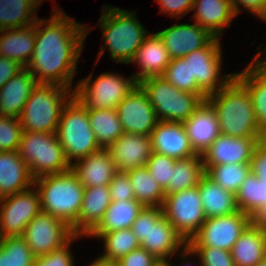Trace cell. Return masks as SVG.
Listing matches in <instances>:
<instances>
[{
    "label": "cell",
    "mask_w": 266,
    "mask_h": 266,
    "mask_svg": "<svg viewBox=\"0 0 266 266\" xmlns=\"http://www.w3.org/2000/svg\"><path fill=\"white\" fill-rule=\"evenodd\" d=\"M58 10L53 9L51 19L36 20L35 47L26 68L37 83L72 89L76 65L90 29Z\"/></svg>",
    "instance_id": "6da1fadb"
},
{
    "label": "cell",
    "mask_w": 266,
    "mask_h": 266,
    "mask_svg": "<svg viewBox=\"0 0 266 266\" xmlns=\"http://www.w3.org/2000/svg\"><path fill=\"white\" fill-rule=\"evenodd\" d=\"M214 108L220 133L232 137L265 138L258 129L248 90L233 77L219 91L206 99Z\"/></svg>",
    "instance_id": "7a4b0ae2"
},
{
    "label": "cell",
    "mask_w": 266,
    "mask_h": 266,
    "mask_svg": "<svg viewBox=\"0 0 266 266\" xmlns=\"http://www.w3.org/2000/svg\"><path fill=\"white\" fill-rule=\"evenodd\" d=\"M40 195L41 211L73 227L78 220L85 187L72 169L34 179Z\"/></svg>",
    "instance_id": "3957f363"
},
{
    "label": "cell",
    "mask_w": 266,
    "mask_h": 266,
    "mask_svg": "<svg viewBox=\"0 0 266 266\" xmlns=\"http://www.w3.org/2000/svg\"><path fill=\"white\" fill-rule=\"evenodd\" d=\"M101 13L97 25L104 33L110 57L118 63H131L149 32L137 20L135 12L106 5Z\"/></svg>",
    "instance_id": "277c9868"
},
{
    "label": "cell",
    "mask_w": 266,
    "mask_h": 266,
    "mask_svg": "<svg viewBox=\"0 0 266 266\" xmlns=\"http://www.w3.org/2000/svg\"><path fill=\"white\" fill-rule=\"evenodd\" d=\"M57 84L37 83L19 117L23 131L56 133L63 107L74 95Z\"/></svg>",
    "instance_id": "5b68a950"
},
{
    "label": "cell",
    "mask_w": 266,
    "mask_h": 266,
    "mask_svg": "<svg viewBox=\"0 0 266 266\" xmlns=\"http://www.w3.org/2000/svg\"><path fill=\"white\" fill-rule=\"evenodd\" d=\"M57 138L63 147L67 161H78L102 148L91 128L88 109L74 95L62 109Z\"/></svg>",
    "instance_id": "8992f818"
},
{
    "label": "cell",
    "mask_w": 266,
    "mask_h": 266,
    "mask_svg": "<svg viewBox=\"0 0 266 266\" xmlns=\"http://www.w3.org/2000/svg\"><path fill=\"white\" fill-rule=\"evenodd\" d=\"M131 229L141 248L146 249L161 263L177 253L181 246H187L185 240L164 216L162 207H144Z\"/></svg>",
    "instance_id": "52a82bcc"
},
{
    "label": "cell",
    "mask_w": 266,
    "mask_h": 266,
    "mask_svg": "<svg viewBox=\"0 0 266 266\" xmlns=\"http://www.w3.org/2000/svg\"><path fill=\"white\" fill-rule=\"evenodd\" d=\"M18 152L34 179L71 169L56 133L23 131Z\"/></svg>",
    "instance_id": "ba28073f"
},
{
    "label": "cell",
    "mask_w": 266,
    "mask_h": 266,
    "mask_svg": "<svg viewBox=\"0 0 266 266\" xmlns=\"http://www.w3.org/2000/svg\"><path fill=\"white\" fill-rule=\"evenodd\" d=\"M138 84L148 95L158 120L183 123L204 101L198 94L177 89L162 76Z\"/></svg>",
    "instance_id": "9c48e42d"
},
{
    "label": "cell",
    "mask_w": 266,
    "mask_h": 266,
    "mask_svg": "<svg viewBox=\"0 0 266 266\" xmlns=\"http://www.w3.org/2000/svg\"><path fill=\"white\" fill-rule=\"evenodd\" d=\"M93 73L74 88V96L88 109H116L118 104L138 84L131 74L126 79L115 73H102L92 80ZM93 81V82H92Z\"/></svg>",
    "instance_id": "30bf717a"
},
{
    "label": "cell",
    "mask_w": 266,
    "mask_h": 266,
    "mask_svg": "<svg viewBox=\"0 0 266 266\" xmlns=\"http://www.w3.org/2000/svg\"><path fill=\"white\" fill-rule=\"evenodd\" d=\"M162 209L164 216L186 243L206 220L198 186L165 195Z\"/></svg>",
    "instance_id": "8fae6325"
},
{
    "label": "cell",
    "mask_w": 266,
    "mask_h": 266,
    "mask_svg": "<svg viewBox=\"0 0 266 266\" xmlns=\"http://www.w3.org/2000/svg\"><path fill=\"white\" fill-rule=\"evenodd\" d=\"M252 221L249 215L240 210L220 217L206 218L187 246L215 247L231 251L241 233Z\"/></svg>",
    "instance_id": "7c38bea8"
},
{
    "label": "cell",
    "mask_w": 266,
    "mask_h": 266,
    "mask_svg": "<svg viewBox=\"0 0 266 266\" xmlns=\"http://www.w3.org/2000/svg\"><path fill=\"white\" fill-rule=\"evenodd\" d=\"M32 187L0 198V239L23 236L26 226L41 211L39 192Z\"/></svg>",
    "instance_id": "4fadbf2b"
},
{
    "label": "cell",
    "mask_w": 266,
    "mask_h": 266,
    "mask_svg": "<svg viewBox=\"0 0 266 266\" xmlns=\"http://www.w3.org/2000/svg\"><path fill=\"white\" fill-rule=\"evenodd\" d=\"M221 56L220 38L215 37L206 47L199 48L183 57L185 62H189L191 80H196L198 87L207 96L219 91L234 77V73L220 74L223 58Z\"/></svg>",
    "instance_id": "5bb4252c"
},
{
    "label": "cell",
    "mask_w": 266,
    "mask_h": 266,
    "mask_svg": "<svg viewBox=\"0 0 266 266\" xmlns=\"http://www.w3.org/2000/svg\"><path fill=\"white\" fill-rule=\"evenodd\" d=\"M75 234L53 215L40 211L26 226L23 238L35 257L46 255L67 244Z\"/></svg>",
    "instance_id": "9a60e30c"
},
{
    "label": "cell",
    "mask_w": 266,
    "mask_h": 266,
    "mask_svg": "<svg viewBox=\"0 0 266 266\" xmlns=\"http://www.w3.org/2000/svg\"><path fill=\"white\" fill-rule=\"evenodd\" d=\"M125 133L149 136L158 122L148 95L137 84L116 108Z\"/></svg>",
    "instance_id": "2e32d148"
},
{
    "label": "cell",
    "mask_w": 266,
    "mask_h": 266,
    "mask_svg": "<svg viewBox=\"0 0 266 266\" xmlns=\"http://www.w3.org/2000/svg\"><path fill=\"white\" fill-rule=\"evenodd\" d=\"M263 138L232 137L220 134L202 154L204 171L211 166L250 163L255 144Z\"/></svg>",
    "instance_id": "e0dca14e"
},
{
    "label": "cell",
    "mask_w": 266,
    "mask_h": 266,
    "mask_svg": "<svg viewBox=\"0 0 266 266\" xmlns=\"http://www.w3.org/2000/svg\"><path fill=\"white\" fill-rule=\"evenodd\" d=\"M156 33L162 39L171 59L183 58L199 48L206 47L215 38L197 23H177Z\"/></svg>",
    "instance_id": "ac0fdd59"
},
{
    "label": "cell",
    "mask_w": 266,
    "mask_h": 266,
    "mask_svg": "<svg viewBox=\"0 0 266 266\" xmlns=\"http://www.w3.org/2000/svg\"><path fill=\"white\" fill-rule=\"evenodd\" d=\"M149 136L152 152L157 154L169 156L175 160L197 155L182 122L158 120Z\"/></svg>",
    "instance_id": "d6986e66"
},
{
    "label": "cell",
    "mask_w": 266,
    "mask_h": 266,
    "mask_svg": "<svg viewBox=\"0 0 266 266\" xmlns=\"http://www.w3.org/2000/svg\"><path fill=\"white\" fill-rule=\"evenodd\" d=\"M106 150L110 153L117 171L120 172L146 166L152 154L150 136L125 132Z\"/></svg>",
    "instance_id": "ffe728a7"
},
{
    "label": "cell",
    "mask_w": 266,
    "mask_h": 266,
    "mask_svg": "<svg viewBox=\"0 0 266 266\" xmlns=\"http://www.w3.org/2000/svg\"><path fill=\"white\" fill-rule=\"evenodd\" d=\"M263 52L257 53L241 73H234V77L248 90L258 129L266 136V55L260 58Z\"/></svg>",
    "instance_id": "44dd1931"
},
{
    "label": "cell",
    "mask_w": 266,
    "mask_h": 266,
    "mask_svg": "<svg viewBox=\"0 0 266 266\" xmlns=\"http://www.w3.org/2000/svg\"><path fill=\"white\" fill-rule=\"evenodd\" d=\"M183 124L190 144L197 154L202 155L221 134L215 110L207 100L203 101Z\"/></svg>",
    "instance_id": "7402d4cb"
},
{
    "label": "cell",
    "mask_w": 266,
    "mask_h": 266,
    "mask_svg": "<svg viewBox=\"0 0 266 266\" xmlns=\"http://www.w3.org/2000/svg\"><path fill=\"white\" fill-rule=\"evenodd\" d=\"M110 204L111 195L108 186L86 187L78 220L71 228L73 233L88 237L102 221Z\"/></svg>",
    "instance_id": "603a6c76"
},
{
    "label": "cell",
    "mask_w": 266,
    "mask_h": 266,
    "mask_svg": "<svg viewBox=\"0 0 266 266\" xmlns=\"http://www.w3.org/2000/svg\"><path fill=\"white\" fill-rule=\"evenodd\" d=\"M137 63L140 72L132 74L137 83L149 77L162 76L171 57L157 33L148 34L131 63Z\"/></svg>",
    "instance_id": "cb8c5ba5"
},
{
    "label": "cell",
    "mask_w": 266,
    "mask_h": 266,
    "mask_svg": "<svg viewBox=\"0 0 266 266\" xmlns=\"http://www.w3.org/2000/svg\"><path fill=\"white\" fill-rule=\"evenodd\" d=\"M71 169L85 188L108 186L118 172L110 153L104 148L72 163Z\"/></svg>",
    "instance_id": "d4e9b609"
},
{
    "label": "cell",
    "mask_w": 266,
    "mask_h": 266,
    "mask_svg": "<svg viewBox=\"0 0 266 266\" xmlns=\"http://www.w3.org/2000/svg\"><path fill=\"white\" fill-rule=\"evenodd\" d=\"M34 186V178L17 151H0V198Z\"/></svg>",
    "instance_id": "484cf974"
},
{
    "label": "cell",
    "mask_w": 266,
    "mask_h": 266,
    "mask_svg": "<svg viewBox=\"0 0 266 266\" xmlns=\"http://www.w3.org/2000/svg\"><path fill=\"white\" fill-rule=\"evenodd\" d=\"M37 81L24 67L0 88V115L19 119Z\"/></svg>",
    "instance_id": "4316f807"
},
{
    "label": "cell",
    "mask_w": 266,
    "mask_h": 266,
    "mask_svg": "<svg viewBox=\"0 0 266 266\" xmlns=\"http://www.w3.org/2000/svg\"><path fill=\"white\" fill-rule=\"evenodd\" d=\"M195 23L220 38L225 27H230L236 16L231 0H194L192 10Z\"/></svg>",
    "instance_id": "83f0119b"
},
{
    "label": "cell",
    "mask_w": 266,
    "mask_h": 266,
    "mask_svg": "<svg viewBox=\"0 0 266 266\" xmlns=\"http://www.w3.org/2000/svg\"><path fill=\"white\" fill-rule=\"evenodd\" d=\"M230 252L235 266H256L266 257V227L252 221Z\"/></svg>",
    "instance_id": "f1b7e54d"
},
{
    "label": "cell",
    "mask_w": 266,
    "mask_h": 266,
    "mask_svg": "<svg viewBox=\"0 0 266 266\" xmlns=\"http://www.w3.org/2000/svg\"><path fill=\"white\" fill-rule=\"evenodd\" d=\"M0 34V56L27 67L35 47V24L24 28L0 30Z\"/></svg>",
    "instance_id": "f546056e"
},
{
    "label": "cell",
    "mask_w": 266,
    "mask_h": 266,
    "mask_svg": "<svg viewBox=\"0 0 266 266\" xmlns=\"http://www.w3.org/2000/svg\"><path fill=\"white\" fill-rule=\"evenodd\" d=\"M198 189L206 218L220 217L239 211L236 194L224 190L206 174L201 177Z\"/></svg>",
    "instance_id": "4dcf8cb0"
},
{
    "label": "cell",
    "mask_w": 266,
    "mask_h": 266,
    "mask_svg": "<svg viewBox=\"0 0 266 266\" xmlns=\"http://www.w3.org/2000/svg\"><path fill=\"white\" fill-rule=\"evenodd\" d=\"M144 206L137 200L111 201L99 225L91 233L130 229Z\"/></svg>",
    "instance_id": "1f68e13d"
},
{
    "label": "cell",
    "mask_w": 266,
    "mask_h": 266,
    "mask_svg": "<svg viewBox=\"0 0 266 266\" xmlns=\"http://www.w3.org/2000/svg\"><path fill=\"white\" fill-rule=\"evenodd\" d=\"M43 0H0V30L35 24L36 8Z\"/></svg>",
    "instance_id": "d6a6232c"
},
{
    "label": "cell",
    "mask_w": 266,
    "mask_h": 266,
    "mask_svg": "<svg viewBox=\"0 0 266 266\" xmlns=\"http://www.w3.org/2000/svg\"><path fill=\"white\" fill-rule=\"evenodd\" d=\"M204 174L201 154L175 160V166L172 169L171 180H169V187L165 191V195L198 186Z\"/></svg>",
    "instance_id": "836d02e7"
},
{
    "label": "cell",
    "mask_w": 266,
    "mask_h": 266,
    "mask_svg": "<svg viewBox=\"0 0 266 266\" xmlns=\"http://www.w3.org/2000/svg\"><path fill=\"white\" fill-rule=\"evenodd\" d=\"M88 115L101 148L106 149L124 133L117 109H91L88 110Z\"/></svg>",
    "instance_id": "e575fe53"
},
{
    "label": "cell",
    "mask_w": 266,
    "mask_h": 266,
    "mask_svg": "<svg viewBox=\"0 0 266 266\" xmlns=\"http://www.w3.org/2000/svg\"><path fill=\"white\" fill-rule=\"evenodd\" d=\"M131 180L135 200L144 207H162L165 192L148 172L146 166L126 172Z\"/></svg>",
    "instance_id": "d590c367"
},
{
    "label": "cell",
    "mask_w": 266,
    "mask_h": 266,
    "mask_svg": "<svg viewBox=\"0 0 266 266\" xmlns=\"http://www.w3.org/2000/svg\"><path fill=\"white\" fill-rule=\"evenodd\" d=\"M91 235L104 240L105 251L100 257L112 263L117 262L121 257L141 247L131 228L108 233H90L88 236Z\"/></svg>",
    "instance_id": "8d00e7d4"
},
{
    "label": "cell",
    "mask_w": 266,
    "mask_h": 266,
    "mask_svg": "<svg viewBox=\"0 0 266 266\" xmlns=\"http://www.w3.org/2000/svg\"><path fill=\"white\" fill-rule=\"evenodd\" d=\"M236 203L240 211L253 219L266 205V183L250 172L236 193Z\"/></svg>",
    "instance_id": "74e56055"
},
{
    "label": "cell",
    "mask_w": 266,
    "mask_h": 266,
    "mask_svg": "<svg viewBox=\"0 0 266 266\" xmlns=\"http://www.w3.org/2000/svg\"><path fill=\"white\" fill-rule=\"evenodd\" d=\"M250 172V163H231L211 166L205 174L224 190L236 194Z\"/></svg>",
    "instance_id": "f35d334b"
},
{
    "label": "cell",
    "mask_w": 266,
    "mask_h": 266,
    "mask_svg": "<svg viewBox=\"0 0 266 266\" xmlns=\"http://www.w3.org/2000/svg\"><path fill=\"white\" fill-rule=\"evenodd\" d=\"M35 256L22 236L0 239V266H33Z\"/></svg>",
    "instance_id": "ab89813d"
},
{
    "label": "cell",
    "mask_w": 266,
    "mask_h": 266,
    "mask_svg": "<svg viewBox=\"0 0 266 266\" xmlns=\"http://www.w3.org/2000/svg\"><path fill=\"white\" fill-rule=\"evenodd\" d=\"M162 77L179 90L198 94L204 101L207 99V95L198 87L196 80H191L189 62H185L183 58L171 59Z\"/></svg>",
    "instance_id": "60d3db41"
},
{
    "label": "cell",
    "mask_w": 266,
    "mask_h": 266,
    "mask_svg": "<svg viewBox=\"0 0 266 266\" xmlns=\"http://www.w3.org/2000/svg\"><path fill=\"white\" fill-rule=\"evenodd\" d=\"M183 259H186L187 255L197 254L199 258L200 266H235V262L231 256V252L225 249H218L215 247H183L181 251ZM185 257V258H184Z\"/></svg>",
    "instance_id": "b9f144b4"
},
{
    "label": "cell",
    "mask_w": 266,
    "mask_h": 266,
    "mask_svg": "<svg viewBox=\"0 0 266 266\" xmlns=\"http://www.w3.org/2000/svg\"><path fill=\"white\" fill-rule=\"evenodd\" d=\"M22 133L19 119L0 115V151H17Z\"/></svg>",
    "instance_id": "7bdbcfd3"
},
{
    "label": "cell",
    "mask_w": 266,
    "mask_h": 266,
    "mask_svg": "<svg viewBox=\"0 0 266 266\" xmlns=\"http://www.w3.org/2000/svg\"><path fill=\"white\" fill-rule=\"evenodd\" d=\"M174 166L175 159L155 152H152L151 157L146 164L150 176L157 181L164 192L169 187V180H171L172 169Z\"/></svg>",
    "instance_id": "ee69618b"
},
{
    "label": "cell",
    "mask_w": 266,
    "mask_h": 266,
    "mask_svg": "<svg viewBox=\"0 0 266 266\" xmlns=\"http://www.w3.org/2000/svg\"><path fill=\"white\" fill-rule=\"evenodd\" d=\"M81 238L75 235L67 244L61 248L54 250L46 255L35 257L33 266H74V259L70 252V244L74 239Z\"/></svg>",
    "instance_id": "f6af8a7d"
},
{
    "label": "cell",
    "mask_w": 266,
    "mask_h": 266,
    "mask_svg": "<svg viewBox=\"0 0 266 266\" xmlns=\"http://www.w3.org/2000/svg\"><path fill=\"white\" fill-rule=\"evenodd\" d=\"M111 201L134 200V190L126 172L118 171L108 185Z\"/></svg>",
    "instance_id": "bcb514c9"
},
{
    "label": "cell",
    "mask_w": 266,
    "mask_h": 266,
    "mask_svg": "<svg viewBox=\"0 0 266 266\" xmlns=\"http://www.w3.org/2000/svg\"><path fill=\"white\" fill-rule=\"evenodd\" d=\"M161 264L157 258L141 247L115 262V266H160Z\"/></svg>",
    "instance_id": "7dc6e473"
},
{
    "label": "cell",
    "mask_w": 266,
    "mask_h": 266,
    "mask_svg": "<svg viewBox=\"0 0 266 266\" xmlns=\"http://www.w3.org/2000/svg\"><path fill=\"white\" fill-rule=\"evenodd\" d=\"M251 172L262 183H266V137L255 144L251 159Z\"/></svg>",
    "instance_id": "c3c4849f"
},
{
    "label": "cell",
    "mask_w": 266,
    "mask_h": 266,
    "mask_svg": "<svg viewBox=\"0 0 266 266\" xmlns=\"http://www.w3.org/2000/svg\"><path fill=\"white\" fill-rule=\"evenodd\" d=\"M160 5V12L167 13L171 18L186 15L192 10L194 0H156Z\"/></svg>",
    "instance_id": "681fc988"
},
{
    "label": "cell",
    "mask_w": 266,
    "mask_h": 266,
    "mask_svg": "<svg viewBox=\"0 0 266 266\" xmlns=\"http://www.w3.org/2000/svg\"><path fill=\"white\" fill-rule=\"evenodd\" d=\"M236 15L240 14V5L257 15L260 19L266 16V0H231Z\"/></svg>",
    "instance_id": "f907efd6"
},
{
    "label": "cell",
    "mask_w": 266,
    "mask_h": 266,
    "mask_svg": "<svg viewBox=\"0 0 266 266\" xmlns=\"http://www.w3.org/2000/svg\"><path fill=\"white\" fill-rule=\"evenodd\" d=\"M23 68L24 67L16 61L0 56V88Z\"/></svg>",
    "instance_id": "816d5d0a"
},
{
    "label": "cell",
    "mask_w": 266,
    "mask_h": 266,
    "mask_svg": "<svg viewBox=\"0 0 266 266\" xmlns=\"http://www.w3.org/2000/svg\"><path fill=\"white\" fill-rule=\"evenodd\" d=\"M253 222L259 226L266 227V205L265 207L253 218Z\"/></svg>",
    "instance_id": "f5cc1de1"
},
{
    "label": "cell",
    "mask_w": 266,
    "mask_h": 266,
    "mask_svg": "<svg viewBox=\"0 0 266 266\" xmlns=\"http://www.w3.org/2000/svg\"><path fill=\"white\" fill-rule=\"evenodd\" d=\"M90 266H115V263L108 262L101 257L97 258Z\"/></svg>",
    "instance_id": "db71d44e"
},
{
    "label": "cell",
    "mask_w": 266,
    "mask_h": 266,
    "mask_svg": "<svg viewBox=\"0 0 266 266\" xmlns=\"http://www.w3.org/2000/svg\"><path fill=\"white\" fill-rule=\"evenodd\" d=\"M256 266H266V257L262 259Z\"/></svg>",
    "instance_id": "11a10c76"
},
{
    "label": "cell",
    "mask_w": 266,
    "mask_h": 266,
    "mask_svg": "<svg viewBox=\"0 0 266 266\" xmlns=\"http://www.w3.org/2000/svg\"><path fill=\"white\" fill-rule=\"evenodd\" d=\"M170 261L169 260H167L166 262H164L163 264L165 265V266H173V264H171V263H169ZM185 266V265H184ZM187 266H190V263L187 265Z\"/></svg>",
    "instance_id": "9f6ffc18"
}]
</instances>
